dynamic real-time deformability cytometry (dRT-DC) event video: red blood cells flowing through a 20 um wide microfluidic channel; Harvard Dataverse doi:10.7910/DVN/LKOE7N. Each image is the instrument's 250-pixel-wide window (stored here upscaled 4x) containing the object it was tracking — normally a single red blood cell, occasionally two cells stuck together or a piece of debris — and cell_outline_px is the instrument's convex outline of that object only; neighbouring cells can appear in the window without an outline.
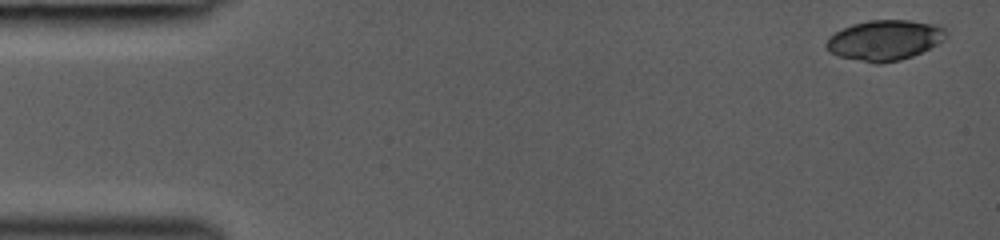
{"species": "common noctule bat (a hibernating species)", "species_latin": "Nyctalus noctula", "temperature_condition": "room temperature", "stored_images_in_passage": 12, "camera_frame_rate_fps": 3000, "um_per_image_px": 0.085, "animal": {"sex": "female", "body_mass_g": 19.0, "forearm_length_mm": 53.3}, "frame": {"image": 1, "passage_image": 1, "time_ms": 0.0, "image_size_px": [1000, 240], "cell_outline_px": [[948, 36], [944, 40], [912, 56], [900, 60], [880, 64], [876, 64], [840, 56], [828, 52], [824, 44], [828, 36], [852, 24], [868, 20], [912, 20], [940, 24], [948, 32]], "centroid_in_image_um": [75.21, 3.4], "position_along_channel_um": 9.8, "area_um2": 28.38}}
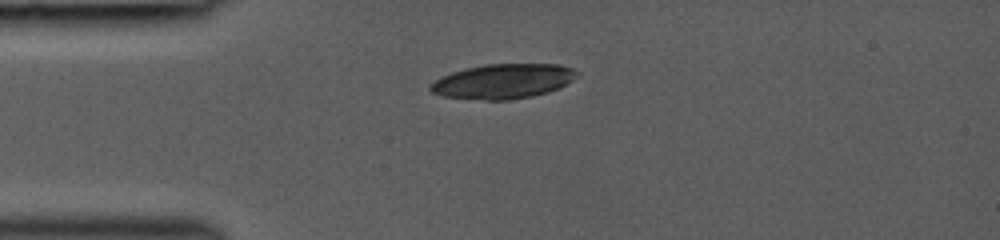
{"frame": {"image": 2, "passage_image": 10, "time_ms": 3.333, "image_size_px": [1000, 240], "cell_outline_px": [[580, 76], [548, 92], [532, 96], [508, 100], [484, 100], [440, 96], [432, 92], [428, 88], [428, 84], [440, 76], [464, 68], [484, 64], [560, 64], [572, 68], [580, 72]], "centroid_in_image_um": [42.72, 6.9], "position_along_channel_um": 42.3, "area_um2": 29.94}}